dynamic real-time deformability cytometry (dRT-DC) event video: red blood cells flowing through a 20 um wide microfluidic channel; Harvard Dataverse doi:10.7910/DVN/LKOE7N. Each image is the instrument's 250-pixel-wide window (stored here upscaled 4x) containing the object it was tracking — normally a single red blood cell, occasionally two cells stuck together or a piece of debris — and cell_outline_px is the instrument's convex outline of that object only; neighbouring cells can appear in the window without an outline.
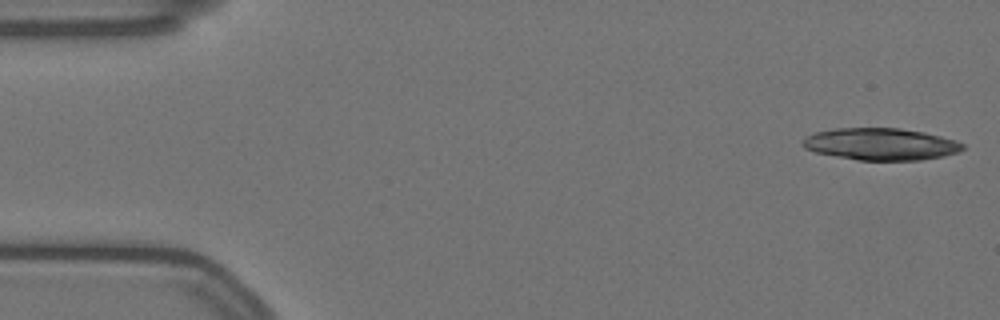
{"species": "Egyptian fruit bat (a non-hibernating species)", "species_latin": "Rousettus aegyptiacus", "temperature_condition": "warm", "stored_images_in_passage": 12, "camera_frame_rate_fps": 3000, "um_per_image_px": 0.085, "animal": {"sex": "female"}, "frame": {"image": 1, "passage_image": 1, "time_ms": 0.0, "image_size_px": [1000, 320], "cell_outline_px": [[964, 148], [960, 152], [944, 156], [920, 160], [856, 160], [816, 152], [804, 148], [804, 140], [808, 136], [816, 132], [836, 128], [900, 128], [924, 132], [940, 136], [964, 144]], "centroid_in_image_um": [74.9, 12.25], "position_along_channel_um": 10.1, "area_um2": 29.59}}